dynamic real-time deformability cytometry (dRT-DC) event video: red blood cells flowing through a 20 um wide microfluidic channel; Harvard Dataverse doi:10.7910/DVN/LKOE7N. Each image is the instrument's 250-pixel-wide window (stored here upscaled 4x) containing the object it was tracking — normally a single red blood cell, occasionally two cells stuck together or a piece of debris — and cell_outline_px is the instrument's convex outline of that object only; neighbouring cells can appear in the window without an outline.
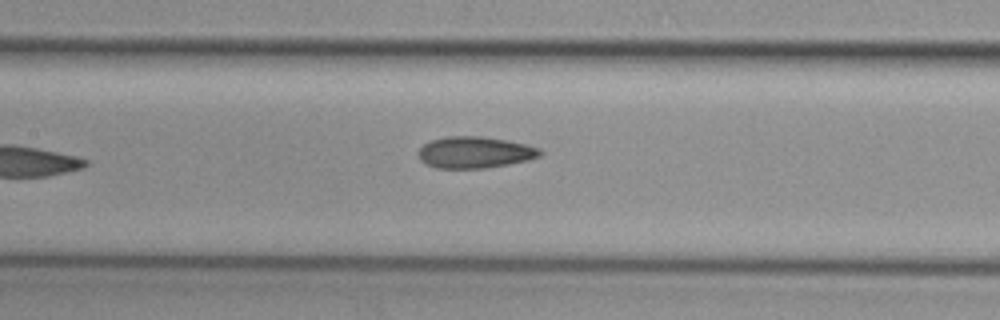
{"species": "common noctule bat (a hibernating species)", "species_latin": "Nyctalus noctula", "temperature_condition": "cold", "stored_images_in_passage": 6, "camera_frame_rate_fps": 3000, "um_per_image_px": 0.085, "animal": {"sex": "female", "body_mass_g": 29.2, "forearm_length_mm": 56.3}, "frame": {"image": 1, "passage_image": 6, "time_ms": 1.667, "image_size_px": [1000, 320], "cell_outline_px": [[544, 152], [540, 156], [528, 160], [508, 164], [484, 168], [436, 168], [424, 164], [420, 160], [420, 148], [424, 144], [432, 140], [448, 136], [480, 136], [504, 140], [524, 144], [540, 148]], "centroid_in_image_um": [40.36, 12.96], "position_along_channel_um": 167.0, "area_um2": 22.2}}